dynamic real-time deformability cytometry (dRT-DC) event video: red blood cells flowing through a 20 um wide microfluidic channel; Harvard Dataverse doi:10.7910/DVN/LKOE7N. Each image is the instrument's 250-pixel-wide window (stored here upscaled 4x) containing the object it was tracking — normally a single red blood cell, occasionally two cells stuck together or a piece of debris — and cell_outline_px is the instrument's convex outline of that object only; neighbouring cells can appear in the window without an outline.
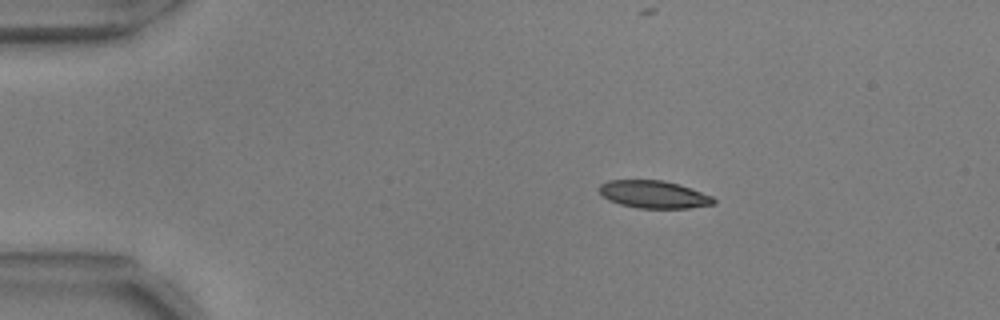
{"species": "common noctule bat (a hibernating species)", "species_latin": "Nyctalus noctula", "temperature_condition": "warm", "stored_images_in_passage": 46, "camera_frame_rate_fps": 3000, "um_per_image_px": 0.085, "animal": {"sex": "male", "body_mass_g": 17.9, "forearm_length_mm": 54.2}, "frame": {"image": 1, "passage_image": 1, "time_ms": 0.0, "image_size_px": [1000, 320], "cell_outline_px": [[716, 204], [688, 208], [640, 208], [620, 204], [608, 200], [600, 192], [600, 184], [608, 180], [664, 180], [680, 184], [712, 196], [716, 200]], "centroid_in_image_um": [55.6, 16.52], "position_along_channel_um": 29.4, "area_um2": 18.38}}
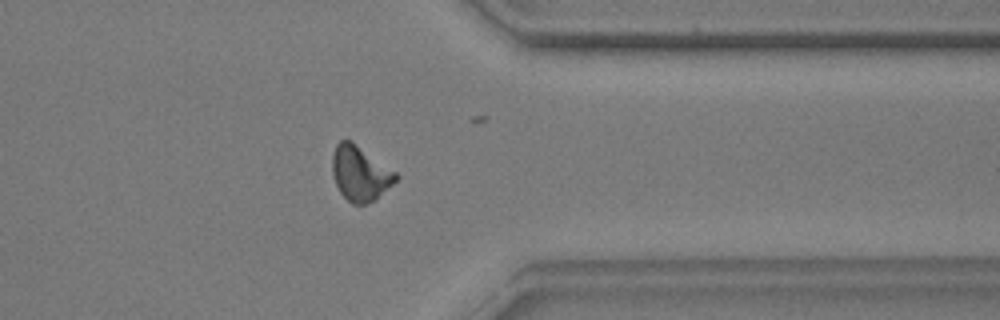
{"frame": {"image": 2, "passage_image": 35, "time_ms": 11.333, "image_size_px": [1000, 320], "cell_outline_px": [[400, 176], [376, 200], [364, 204], [352, 204], [340, 192], [332, 176], [332, 152], [336, 144], [340, 140], [352, 140], [396, 172]], "centroid_in_image_um": [30.59, 14.72], "position_along_channel_um": 380.8, "area_um2": 20.46}}
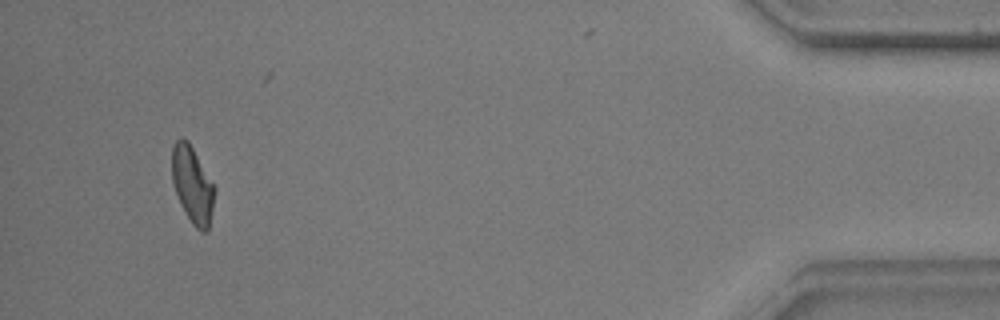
{"frame": {"image": 3, "passage_image": 43, "time_ms": 14.0, "image_size_px": [1000, 320], "cell_outline_px": [[216, 192], [208, 232], [200, 232], [192, 224], [176, 192], [172, 180], [172, 148], [176, 140], [180, 136], [188, 140], [216, 188]], "centroid_in_image_um": [16.38, 15.7], "position_along_channel_um": 418.8, "area_um2": 18.96}, "authors_computed_cell_mechanics": {"area_um2": 19.5364, "velocity_mm_per_s": 3.711, "shape_relaxation_time_tau1_ms": 7.5482, "shape_relaxation_time_tau2_ms": 3.284, "deformation_change_tau1": 0.1938, "deformation_change_tau2": 0.1138}}